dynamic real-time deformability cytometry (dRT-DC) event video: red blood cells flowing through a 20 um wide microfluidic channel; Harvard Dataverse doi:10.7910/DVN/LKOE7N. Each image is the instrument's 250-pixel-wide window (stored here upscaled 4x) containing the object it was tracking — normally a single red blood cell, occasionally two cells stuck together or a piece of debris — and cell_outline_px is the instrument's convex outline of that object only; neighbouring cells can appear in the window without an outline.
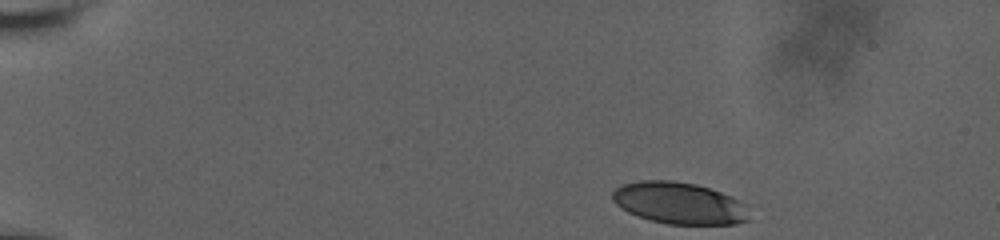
{"species": "human", "species_latin": "Homo sapiens", "temperature_condition": "room temperature", "stored_images_in_passage": 44, "camera_frame_rate_fps": 3000, "um_per_image_px": 0.085, "donor": {"sex": "male"}, "frame": {"image": 1, "passage_image": 1, "time_ms": 0.0, "image_size_px": [1000, 240], "cell_outline_px": [[748, 220], [736, 224], [668, 224], [652, 220], [628, 212], [620, 208], [612, 200], [612, 192], [616, 188], [624, 184], [640, 180], [672, 180], [696, 184], [720, 192], [748, 204]], "centroid_in_image_um": [57.74, 17.26], "position_along_channel_um": 27.3, "area_um2": 33.23}}
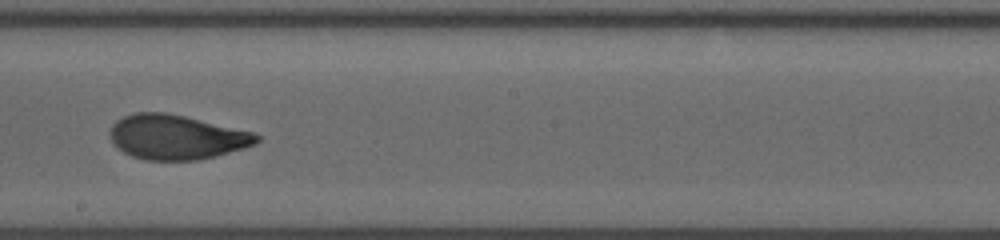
{"frame": {"image": 2, "passage_image": 26, "time_ms": 8.333, "image_size_px": [1000, 240], "cell_outline_px": [[260, 140], [256, 144], [244, 148], [216, 156], [196, 160], [144, 160], [132, 156], [124, 152], [112, 140], [108, 132], [112, 124], [116, 120], [132, 112], [168, 112], [256, 132], [260, 136]], "centroid_in_image_um": [15.02, 11.64], "position_along_channel_um": 233.2, "area_um2": 38.44}}
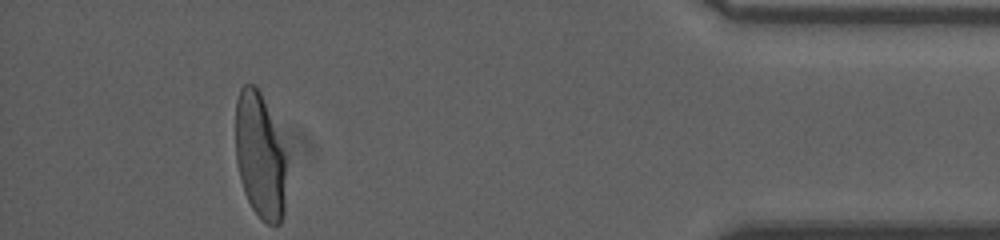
{"frame": {"image": 3, "passage_image": 44, "time_ms": 14.333, "image_size_px": [1000, 240], "cell_outline_px": [[288, 156], [284, 212], [280, 224], [268, 224], [252, 208], [244, 192], [240, 180], [236, 160], [236, 100], [240, 88], [244, 84], [256, 84], [260, 92]], "centroid_in_image_um": [22.12, 13.25], "position_along_channel_um": 413.1, "area_um2": 37.74}, "authors_computed_cell_mechanics": {"area_um2": 37.6278, "velocity_mm_per_s": 3.7945, "shape_relaxation_time_tau1_ms": 8.6168, "shape_relaxation_time_tau2_ms": 1.2233, "deformation_change_tau1": 0.2739, "deformation_change_tau2": 0.0688}}